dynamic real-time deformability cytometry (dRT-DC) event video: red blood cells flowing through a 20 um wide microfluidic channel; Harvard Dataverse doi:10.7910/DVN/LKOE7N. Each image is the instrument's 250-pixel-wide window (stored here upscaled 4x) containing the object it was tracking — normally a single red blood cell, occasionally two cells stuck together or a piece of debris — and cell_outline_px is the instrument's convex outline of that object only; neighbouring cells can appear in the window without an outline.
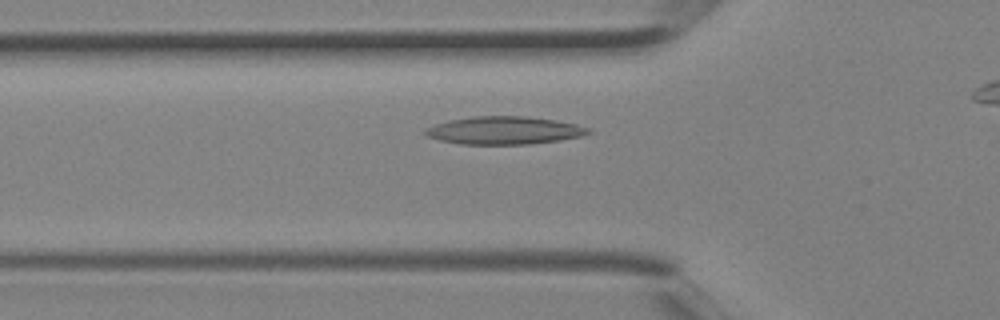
{"species": "Egyptian fruit bat (a non-hibernating species)", "species_latin": "Rousettus aegyptiacus", "temperature_condition": "room temperature", "stored_images_in_passage": 3, "camera_frame_rate_fps": 3000, "um_per_image_px": 0.085, "animal": {"sex": "female"}, "frame": {"image": 1, "passage_image": 2, "time_ms": 0.333, "image_size_px": [1000, 320], "cell_outline_px": [[592, 132], [584, 136], [560, 140], [528, 144], [460, 144], [440, 140], [428, 136], [424, 132], [424, 128], [448, 120], [472, 116], [528, 116], [556, 120], [576, 124], [592, 128]], "centroid_in_image_um": [42.9, 11.08], "position_along_channel_um": 82.9, "area_um2": 26.65}}